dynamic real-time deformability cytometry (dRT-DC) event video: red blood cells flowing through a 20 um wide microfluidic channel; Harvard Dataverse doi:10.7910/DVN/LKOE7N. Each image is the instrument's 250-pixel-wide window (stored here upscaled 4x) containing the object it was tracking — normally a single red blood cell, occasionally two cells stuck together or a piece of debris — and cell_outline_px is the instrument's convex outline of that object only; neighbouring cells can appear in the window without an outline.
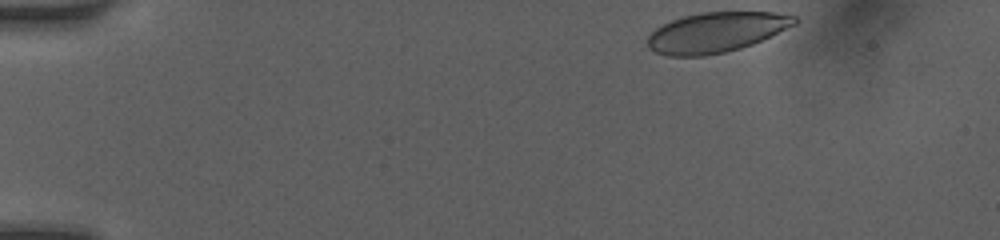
{"species": "human", "species_latin": "Homo sapiens", "temperature_condition": "room temperature", "stored_images_in_passage": 39, "camera_frame_rate_fps": 3000, "um_per_image_px": 0.085, "donor": {"sex": "female"}, "frame": {"image": 1, "passage_image": 1, "time_ms": 0.0, "image_size_px": [1000, 240], "cell_outline_px": [[800, 20], [796, 24], [752, 44], [740, 48], [724, 52], [704, 56], [668, 56], [656, 52], [648, 48], [648, 36], [656, 28], [672, 20], [684, 16], [700, 12], [772, 12], [796, 16]], "centroid_in_image_um": [60.87, 2.74], "position_along_channel_um": 24.1, "area_um2": 34.16}}
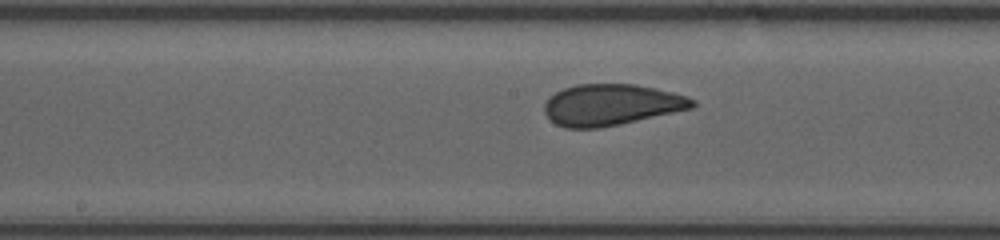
{"frame": {"image": 2, "passage_image": 21, "time_ms": 6.667, "image_size_px": [1000, 240], "cell_outline_px": [[696, 104], [692, 108], [620, 124], [600, 128], [564, 128], [556, 124], [544, 112], [544, 104], [548, 96], [564, 88], [576, 84], [636, 84], [656, 88], [688, 96], [696, 100]], "centroid_in_image_um": [51.95, 8.9], "position_along_channel_um": 196.3, "area_um2": 35.66}}
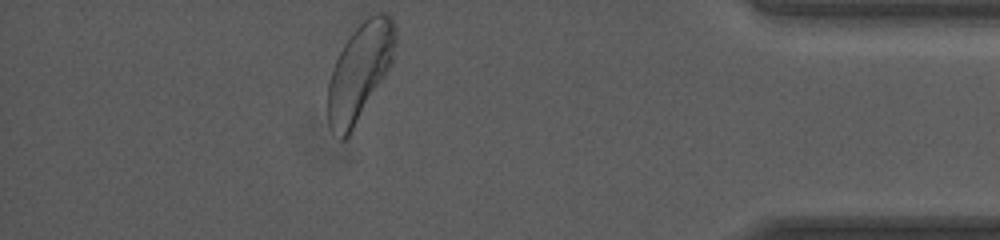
{"frame": {"image": 3, "passage_image": 39, "time_ms": 12.667, "image_size_px": [1000, 240], "cell_outline_px": [[396, 44], [392, 64], [348, 136], [344, 140], [340, 140], [328, 124], [328, 80], [332, 68], [344, 44], [352, 32], [368, 16], [376, 12], [388, 12], [392, 16], [396, 24]], "centroid_in_image_um": [30.6, 6.04], "position_along_channel_um": 404.6, "area_um2": 38.03}, "authors_computed_cell_mechanics": {"area_um2": 36.2406, "velocity_mm_per_s": 4.0774, "shape_relaxation_time_tau1_ms": 4.8699, "shape_relaxation_time_tau2_ms": 0.6698, "deformation_change_tau1": 0.1268, "deformation_change_tau2": 0.0584}}